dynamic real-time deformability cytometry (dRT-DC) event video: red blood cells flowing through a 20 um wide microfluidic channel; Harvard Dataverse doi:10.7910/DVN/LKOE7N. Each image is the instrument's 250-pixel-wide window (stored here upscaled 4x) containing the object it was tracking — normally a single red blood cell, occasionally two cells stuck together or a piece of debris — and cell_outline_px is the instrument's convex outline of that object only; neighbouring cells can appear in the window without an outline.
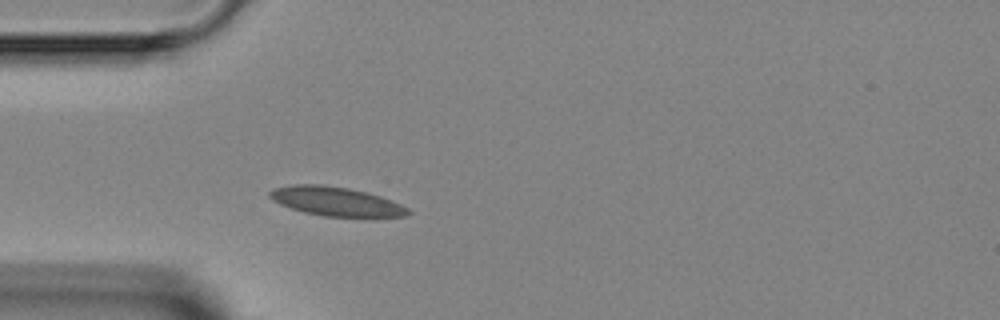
{"species": "Egyptian fruit bat (a non-hibernating species)", "species_latin": "Rousettus aegyptiacus", "temperature_condition": "room temperature", "stored_images_in_passage": 2, "camera_frame_rate_fps": 3000, "um_per_image_px": 0.085, "animal": {"sex": "female"}, "frame": {"image": 1, "passage_image": 2, "time_ms": 2.0, "image_size_px": [1000, 320], "cell_outline_px": [[412, 212], [404, 216], [324, 216], [304, 212], [280, 204], [272, 200], [268, 196], [268, 192], [276, 188], [292, 184], [320, 184], [348, 188], [380, 196], [400, 204], [408, 208]], "centroid_in_image_um": [28.51, 17.11], "position_along_channel_um": 56.5, "area_um2": 23.0}}